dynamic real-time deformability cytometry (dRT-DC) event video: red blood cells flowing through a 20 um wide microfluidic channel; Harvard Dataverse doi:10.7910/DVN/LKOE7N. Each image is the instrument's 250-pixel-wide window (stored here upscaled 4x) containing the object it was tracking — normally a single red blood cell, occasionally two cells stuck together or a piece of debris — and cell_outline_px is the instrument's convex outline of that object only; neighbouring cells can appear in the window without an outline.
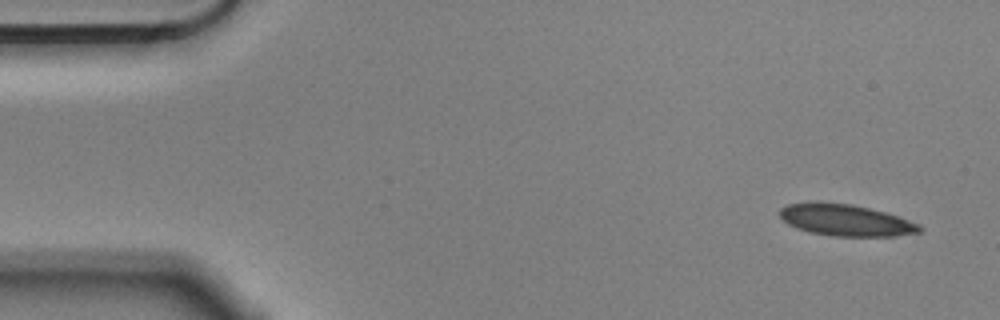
{"species": "Egyptian fruit bat (a non-hibernating species)", "species_latin": "Rousettus aegyptiacus", "temperature_condition": "cold", "stored_images_in_passage": 5, "camera_frame_rate_fps": 3000, "um_per_image_px": 0.085, "animal": {"sex": "male"}, "frame": {"image": 1, "passage_image": 1, "time_ms": 0.0, "image_size_px": [1000, 320], "cell_outline_px": [[924, 228], [920, 232], [896, 236], [832, 236], [808, 232], [796, 228], [788, 224], [780, 216], [780, 208], [788, 204], [812, 200], [816, 200], [852, 204], [884, 212], [920, 224]], "centroid_in_image_um": [71.84, 18.7], "position_along_channel_um": 13.2, "area_um2": 26.07}}